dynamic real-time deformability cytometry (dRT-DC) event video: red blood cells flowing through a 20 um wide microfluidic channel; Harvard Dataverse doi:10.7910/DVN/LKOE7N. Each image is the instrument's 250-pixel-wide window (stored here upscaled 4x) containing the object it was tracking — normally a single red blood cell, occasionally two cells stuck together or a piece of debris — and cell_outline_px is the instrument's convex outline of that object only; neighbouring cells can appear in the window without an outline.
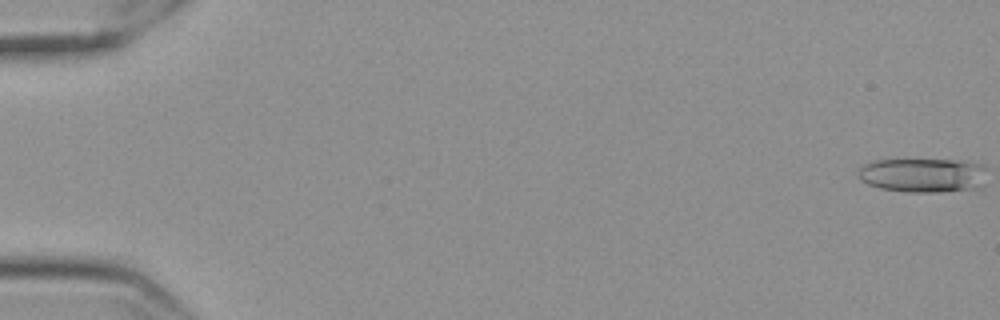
{"species": "Egyptian fruit bat (a non-hibernating species)", "species_latin": "Rousettus aegyptiacus", "temperature_condition": "cold", "stored_images_in_passage": 58, "camera_frame_rate_fps": 3000, "um_per_image_px": 0.085, "frame": {"image": 1, "passage_image": 1, "time_ms": 0.0, "image_size_px": [1000, 320], "cell_outline_px": [[984, 188], [940, 192], [908, 192], [880, 188], [868, 184], [860, 180], [856, 168], [864, 164], [876, 160], [956, 160], [984, 164]], "centroid_in_image_um": [78.46, 14.9], "position_along_channel_um": 6.5, "area_um2": 26.01}}
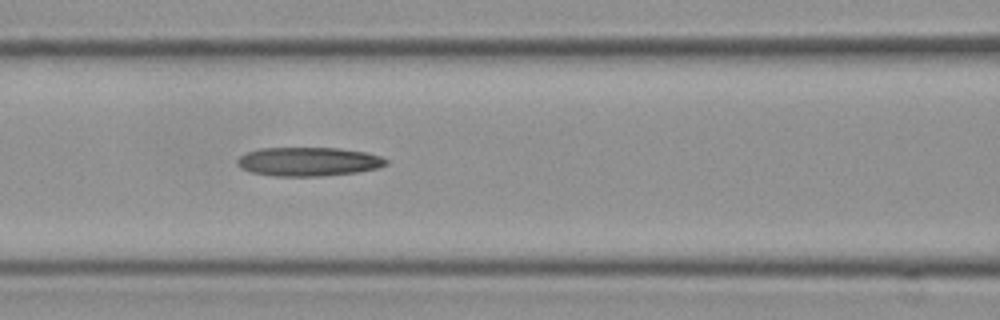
{"frame": {"image": 2, "passage_image": 26, "time_ms": 8.333, "image_size_px": [1000, 320], "cell_outline_px": [[388, 164], [376, 168], [356, 172], [324, 176], [272, 176], [252, 172], [240, 168], [236, 164], [236, 160], [240, 156], [248, 152], [260, 148], [340, 148], [364, 152], [380, 156], [388, 160]], "centroid_in_image_um": [26.19, 13.74], "position_along_channel_um": 140.4, "area_um2": 25.03}}
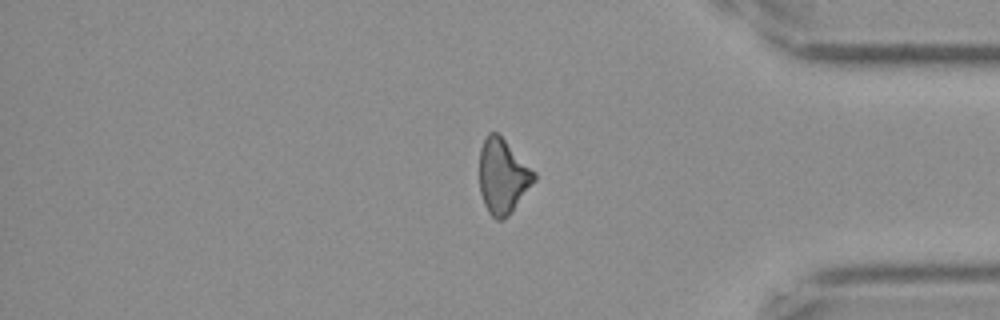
{"frame": {"image": 3, "passage_image": 49, "time_ms": 16.0, "image_size_px": [1000, 320], "cell_outline_px": [[536, 180], [512, 212], [504, 220], [496, 220], [488, 212], [484, 204], [480, 192], [480, 148], [484, 136], [488, 132], [496, 132], [536, 172]], "centroid_in_image_um": [42.73, 15.0], "position_along_channel_um": 392.5, "area_um2": 23.87}, "authors_computed_cell_mechanics": {"area_um2": 24.5939, "velocity_mm_per_s": 3.5484, "shape_relaxation_time_tau1_ms": null, "shape_relaxation_time_tau2_ms": 7.7476, "deformation_change_tau1": null, "deformation_change_tau2": 0.226}}